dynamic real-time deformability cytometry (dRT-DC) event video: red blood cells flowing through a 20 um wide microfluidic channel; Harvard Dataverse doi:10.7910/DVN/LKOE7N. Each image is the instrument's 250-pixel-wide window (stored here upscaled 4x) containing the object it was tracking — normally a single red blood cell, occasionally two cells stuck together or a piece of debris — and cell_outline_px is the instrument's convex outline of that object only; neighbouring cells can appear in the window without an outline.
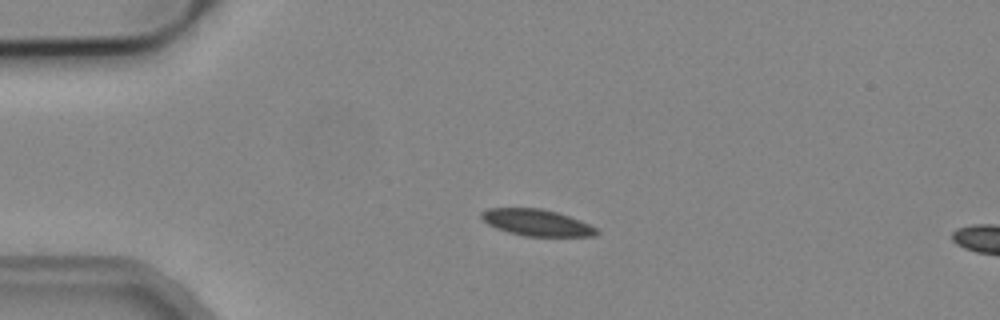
{"species": "common noctule bat (a hibernating species)", "species_latin": "Nyctalus noctula", "temperature_condition": "cold", "stored_images_in_passage": 3, "segment_of_instrument_passage": [1, 2], "camera_frame_rate_fps": 3000, "um_per_image_px": 0.085, "animal": {"sex": "male", "body_mass_g": 19.2, "forearm_length_mm": 51.8}, "frame": {"image": 1, "passage_image": 1, "time_ms": 0.0, "image_size_px": [1000, 320], "cell_outline_px": [[600, 232], [596, 236], [524, 236], [508, 232], [496, 228], [488, 224], [480, 216], [480, 212], [488, 208], [540, 208], [556, 212], [580, 220], [596, 228]], "centroid_in_image_um": [45.61, 18.92], "position_along_channel_um": 39.4, "area_um2": 17.74}}